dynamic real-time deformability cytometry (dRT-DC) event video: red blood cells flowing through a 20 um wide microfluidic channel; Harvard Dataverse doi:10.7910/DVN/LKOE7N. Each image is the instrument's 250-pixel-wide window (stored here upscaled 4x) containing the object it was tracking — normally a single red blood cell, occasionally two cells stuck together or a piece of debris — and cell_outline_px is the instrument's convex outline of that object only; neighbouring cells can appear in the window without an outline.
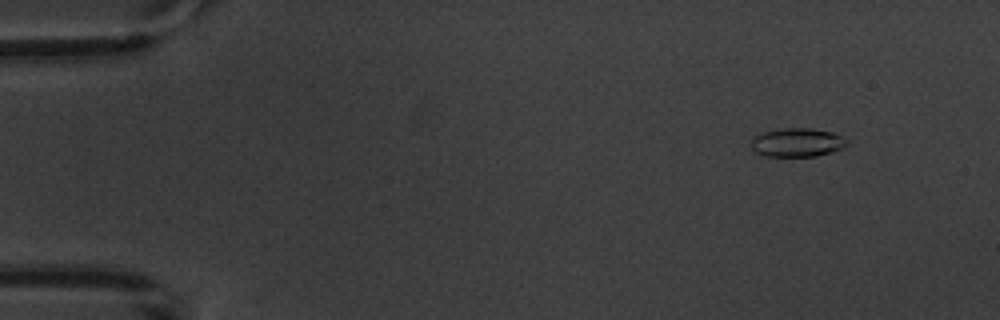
{"species": "common noctule bat (a hibernating species)", "species_latin": "Nyctalus noctula", "temperature_condition": "warm", "stored_images_in_passage": 5, "camera_frame_rate_fps": 3000, "um_per_image_px": 0.085, "animal": {"sex": "male", "body_mass_g": 20.1, "forearm_length_mm": 53.5}, "frame": {"image": 1, "passage_image": 2, "time_ms": 1.333, "image_size_px": [1000, 320], "cell_outline_px": [[848, 144], [840, 148], [816, 156], [764, 156], [756, 152], [752, 148], [752, 136], [764, 132], [780, 128], [812, 128], [832, 132], [844, 136], [848, 140]], "centroid_in_image_um": [67.75, 12.09], "position_along_channel_um": 17.2, "area_um2": 16.01}}
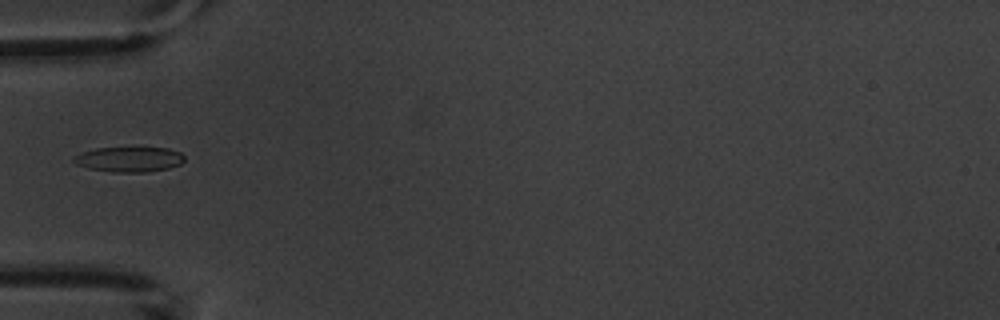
{"frame": {"image": 2, "passage_image": 5, "time_ms": 5.667, "image_size_px": [1000, 320], "cell_outline_px": [[184, 160], [180, 164], [168, 168], [148, 172], [112, 172], [88, 168], [76, 164], [72, 160], [76, 156], [84, 152], [96, 148], [168, 148], [180, 152], [184, 156]], "centroid_in_image_um": [11.0, 13.55], "position_along_channel_um": 74.0, "area_um2": 16.01}}